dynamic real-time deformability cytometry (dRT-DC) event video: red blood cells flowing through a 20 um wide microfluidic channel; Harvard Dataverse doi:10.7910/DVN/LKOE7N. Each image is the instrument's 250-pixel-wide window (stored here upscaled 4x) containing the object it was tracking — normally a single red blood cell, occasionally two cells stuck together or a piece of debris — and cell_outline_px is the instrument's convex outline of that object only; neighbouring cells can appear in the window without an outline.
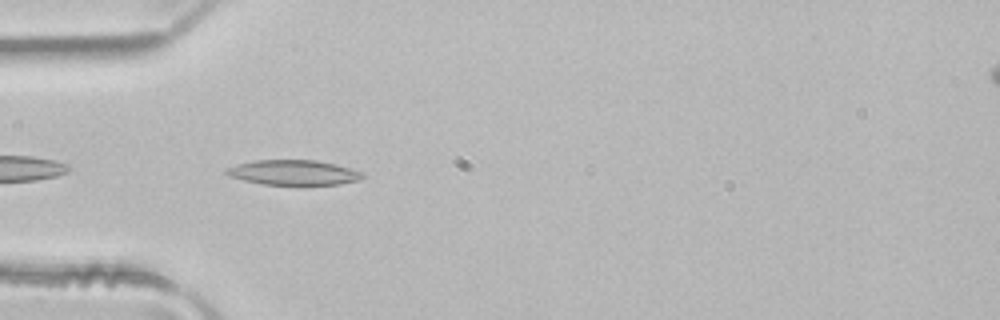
{"species": "common noctule bat (a hibernating species)", "species_latin": "Nyctalus noctula", "temperature_condition": "room temperature", "stored_images_in_passage": 5, "camera_frame_rate_fps": 3000, "um_per_image_px": 0.085, "animal": {"sex": "male", "body_mass_g": 21.5, "forearm_length_mm": 52.0}, "frame": {"image": 1, "passage_image": 4, "time_ms": 1.0, "image_size_px": [1000, 320], "cell_outline_px": [[364, 176], [360, 180], [340, 184], [304, 188], [296, 188], [264, 184], [244, 180], [228, 176], [224, 172], [224, 168], [236, 164], [252, 160], [316, 160], [336, 164], [360, 172]], "centroid_in_image_um": [24.92, 14.71], "position_along_channel_um": 60.1, "area_um2": 20.92}}
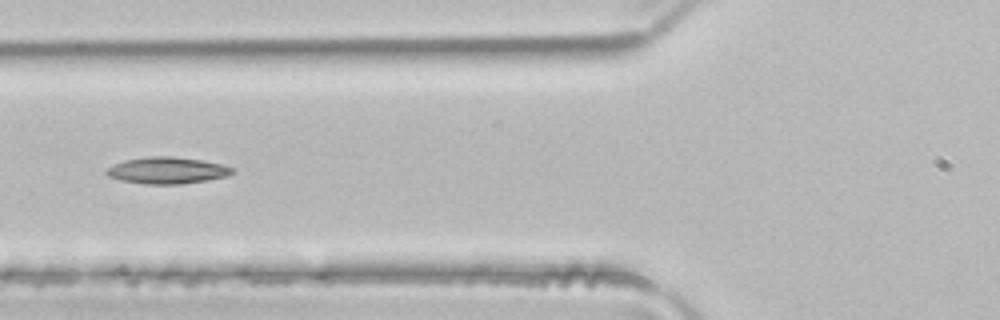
{"frame": {"image": 2, "passage_image": 5, "time_ms": 1.333, "image_size_px": [1000, 320], "cell_outline_px": [[236, 172], [228, 176], [208, 180], [180, 184], [144, 184], [120, 180], [108, 176], [104, 172], [112, 164], [124, 160], [148, 156], [172, 156], [200, 160], [220, 164], [236, 168]], "centroid_in_image_um": [14.21, 14.48], "position_along_channel_um": 111.6, "area_um2": 19.71}}